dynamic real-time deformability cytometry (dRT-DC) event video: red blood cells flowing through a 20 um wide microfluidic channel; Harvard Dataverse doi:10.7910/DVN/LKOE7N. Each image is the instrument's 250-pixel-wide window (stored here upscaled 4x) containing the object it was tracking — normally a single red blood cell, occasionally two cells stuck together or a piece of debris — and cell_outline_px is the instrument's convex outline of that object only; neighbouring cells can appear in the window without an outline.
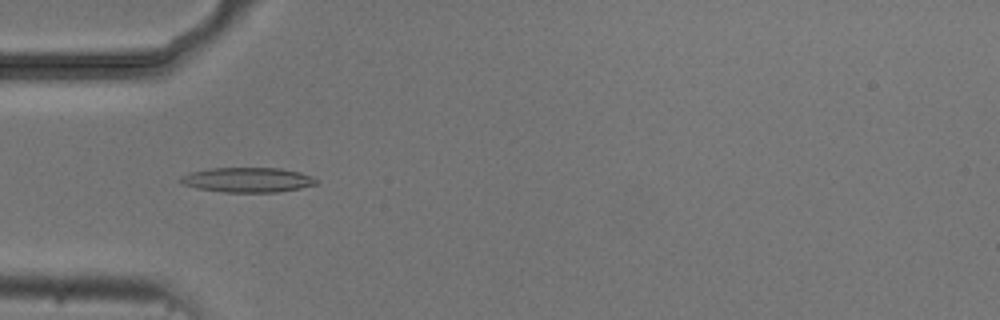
{"species": "common noctule bat (a hibernating species)", "species_latin": "Nyctalus noctula", "temperature_condition": "cold", "stored_images_in_passage": 10, "camera_frame_rate_fps": 3000, "um_per_image_px": 0.085, "animal": {"sex": "male", "body_mass_g": 20.5, "forearm_length_mm": 52.5}, "frame": {"image": 1, "passage_image": 5, "time_ms": 5.333, "image_size_px": [1000, 320], "cell_outline_px": [[320, 180], [316, 184], [300, 188], [276, 192], [224, 192], [196, 188], [184, 184], [180, 180], [180, 176], [188, 172], [208, 168], [280, 168], [300, 172], [312, 176]], "centroid_in_image_um": [21.05, 15.28], "position_along_channel_um": 64.0, "area_um2": 19.71}}
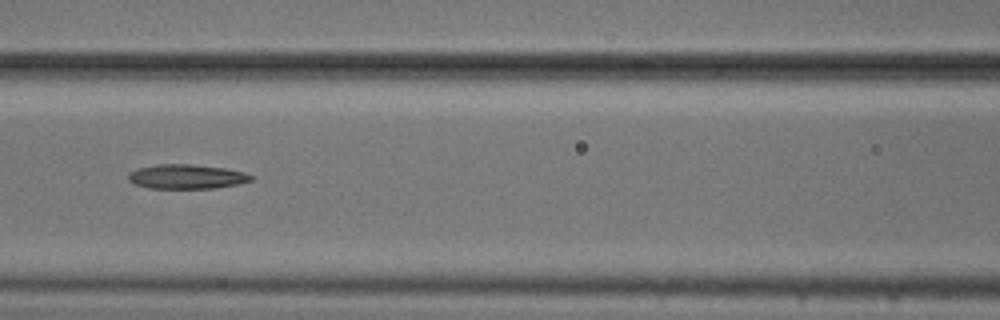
{"frame": {"image": 2, "passage_image": 7, "time_ms": 7.667, "image_size_px": [1000, 320], "cell_outline_px": [[256, 176], [252, 180], [240, 184], [216, 188], [148, 188], [136, 184], [128, 180], [128, 172], [140, 168], [156, 164], [192, 164], [228, 168], [244, 172]], "centroid_in_image_um": [15.92, 15.01], "position_along_channel_um": 150.7, "area_um2": 17.69}}
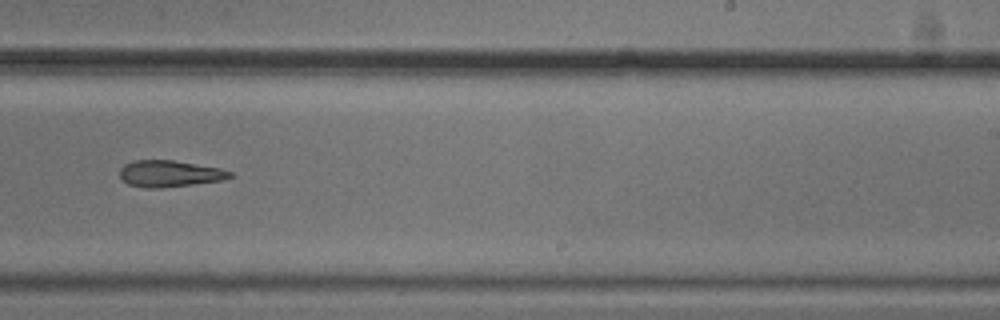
{"frame": {"image": 3, "passage_image": 10, "time_ms": 11.0, "image_size_px": [1000, 320], "cell_outline_px": [[232, 176], [224, 180], [160, 188], [148, 188], [128, 184], [120, 176], [120, 168], [124, 164], [132, 160], [172, 160], [220, 168], [232, 172]], "centroid_in_image_um": [14.4, 14.75], "position_along_channel_um": 274.6, "area_um2": 16.94}}